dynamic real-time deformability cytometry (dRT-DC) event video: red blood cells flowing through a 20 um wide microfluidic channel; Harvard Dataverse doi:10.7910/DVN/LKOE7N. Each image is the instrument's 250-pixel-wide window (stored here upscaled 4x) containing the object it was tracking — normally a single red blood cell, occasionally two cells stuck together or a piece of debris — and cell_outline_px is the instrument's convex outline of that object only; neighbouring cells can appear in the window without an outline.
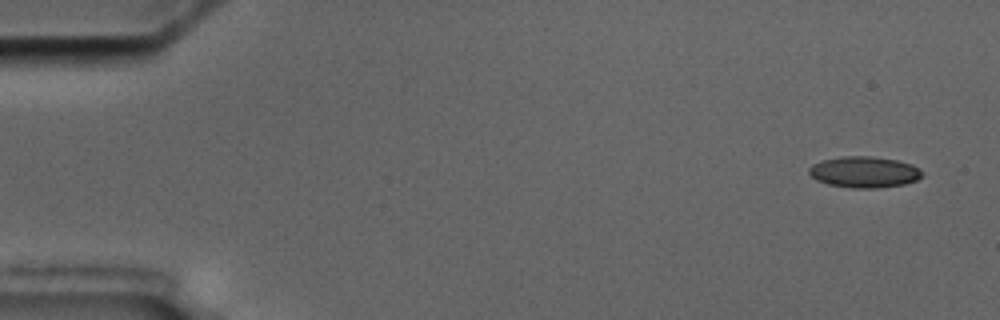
{"species": "common noctule bat (a hibernating species)", "species_latin": "Nyctalus noctula", "temperature_condition": "cold", "stored_images_in_passage": 2, "camera_frame_rate_fps": 3000, "um_per_image_px": 0.085, "animal": {"sex": "male", "body_mass_g": 17.5, "forearm_length_mm": 52.3}, "frame": {"image": 1, "passage_image": 1, "time_ms": 0.0, "image_size_px": [1000, 320], "cell_outline_px": [[924, 176], [916, 180], [904, 184], [876, 188], [852, 188], [828, 184], [816, 180], [808, 172], [808, 168], [812, 164], [820, 160], [840, 156], [872, 156], [896, 160], [912, 164], [924, 172]], "centroid_in_image_um": [73.45, 14.61], "position_along_channel_um": 11.6, "area_um2": 20.75}}